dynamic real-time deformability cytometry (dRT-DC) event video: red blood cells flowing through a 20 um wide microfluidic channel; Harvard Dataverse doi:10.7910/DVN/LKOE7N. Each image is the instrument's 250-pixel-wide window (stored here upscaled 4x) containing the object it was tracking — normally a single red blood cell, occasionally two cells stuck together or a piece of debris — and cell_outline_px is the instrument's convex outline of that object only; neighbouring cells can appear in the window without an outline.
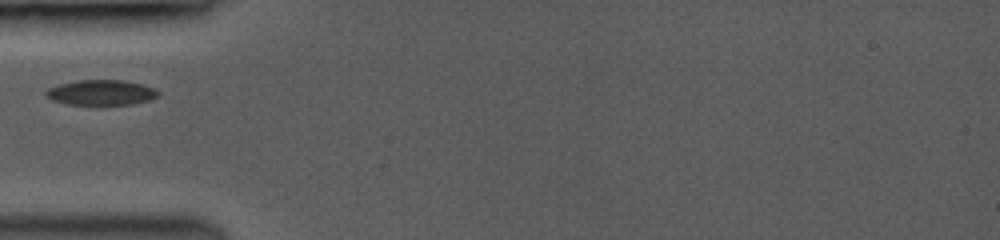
{"species": "common noctule bat (a hibernating species)", "species_latin": "Nyctalus noctula", "temperature_condition": "room temperature", "stored_images_in_passage": 2, "camera_frame_rate_fps": 3500, "um_per_image_px": 0.085, "animal": {"sex": "female", "body_mass_g": 19.0, "forearm_length_mm": 53.3}, "frame": {"image": 1, "passage_image": 1, "time_ms": 0.0, "image_size_px": [1000, 240], "cell_outline_px": [[156, 96], [148, 100], [128, 104], [68, 104], [52, 100], [44, 92], [48, 88], [60, 84], [76, 80], [124, 80], [140, 84], [152, 88], [156, 92]], "centroid_in_image_um": [8.52, 7.85], "position_along_channel_um": 76.5, "area_um2": 16.01}}